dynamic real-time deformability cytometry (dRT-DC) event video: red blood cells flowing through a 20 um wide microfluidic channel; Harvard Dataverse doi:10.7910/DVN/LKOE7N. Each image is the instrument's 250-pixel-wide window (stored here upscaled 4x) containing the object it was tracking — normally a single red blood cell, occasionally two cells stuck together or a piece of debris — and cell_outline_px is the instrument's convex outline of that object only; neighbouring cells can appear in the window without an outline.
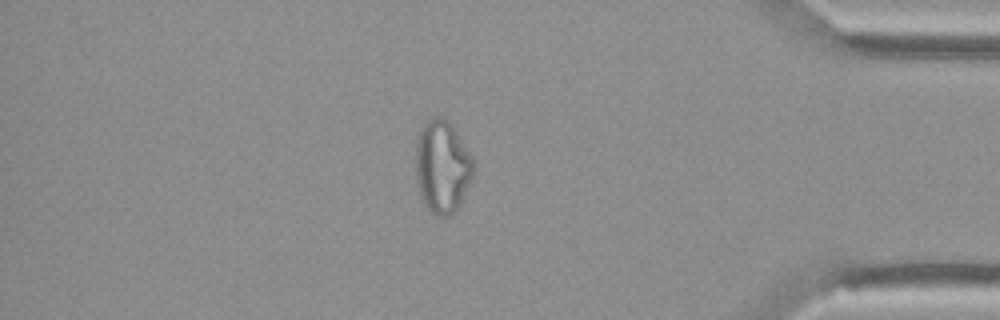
{"species": "Egyptian fruit bat (a non-hibernating species)", "species_latin": "Rousettus aegyptiacus", "temperature_condition": "cold", "stored_images_in_passage": 55, "camera_frame_rate_fps": 3000, "um_per_image_px": 0.085, "animal": {"sex": "female"}, "frame": {"image": 1, "passage_image": 47, "time_ms": 15.333, "image_size_px": [1000, 320], "cell_outline_px": [[472, 176], [452, 216], [440, 216], [432, 212], [424, 204], [420, 196], [416, 176], [416, 140], [420, 128], [432, 116], [444, 116], [448, 120], [472, 156]], "centroid_in_image_um": [37.55, 14.12], "position_along_channel_um": 397.7, "area_um2": 30.75}}